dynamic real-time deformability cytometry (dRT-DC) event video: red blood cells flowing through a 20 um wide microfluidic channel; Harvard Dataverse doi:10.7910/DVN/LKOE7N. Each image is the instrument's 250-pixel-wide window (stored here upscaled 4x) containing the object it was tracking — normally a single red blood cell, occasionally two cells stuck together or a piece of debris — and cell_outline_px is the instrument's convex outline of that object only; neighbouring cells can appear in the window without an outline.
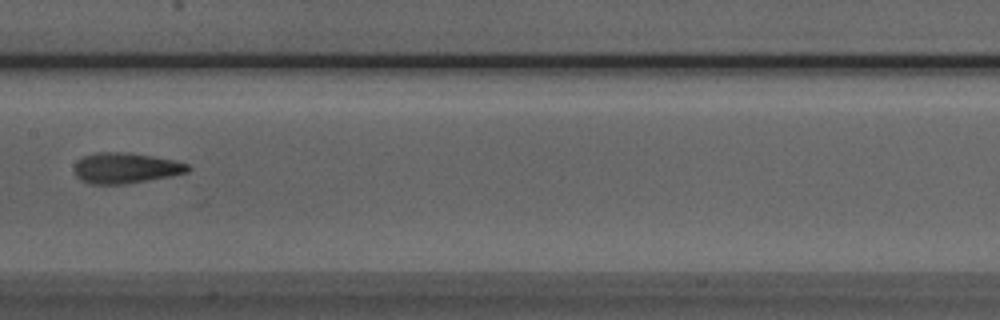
{"species": "Egyptian fruit bat (a non-hibernating species)", "species_latin": "Rousettus aegyptiacus", "temperature_condition": "room temperature", "stored_images_in_passage": 4, "camera_frame_rate_fps": 3000, "um_per_image_px": 0.085, "animal": {"sex": "male"}, "frame": {"image": 1, "passage_image": 4, "time_ms": 3.333, "image_size_px": [1000, 320], "cell_outline_px": [[192, 168], [188, 172], [172, 176], [128, 184], [88, 184], [80, 180], [76, 176], [76, 164], [84, 156], [96, 152], [128, 152], [176, 160], [188, 164]], "centroid_in_image_um": [10.73, 14.29], "position_along_channel_um": 196.7, "area_um2": 20.4}}